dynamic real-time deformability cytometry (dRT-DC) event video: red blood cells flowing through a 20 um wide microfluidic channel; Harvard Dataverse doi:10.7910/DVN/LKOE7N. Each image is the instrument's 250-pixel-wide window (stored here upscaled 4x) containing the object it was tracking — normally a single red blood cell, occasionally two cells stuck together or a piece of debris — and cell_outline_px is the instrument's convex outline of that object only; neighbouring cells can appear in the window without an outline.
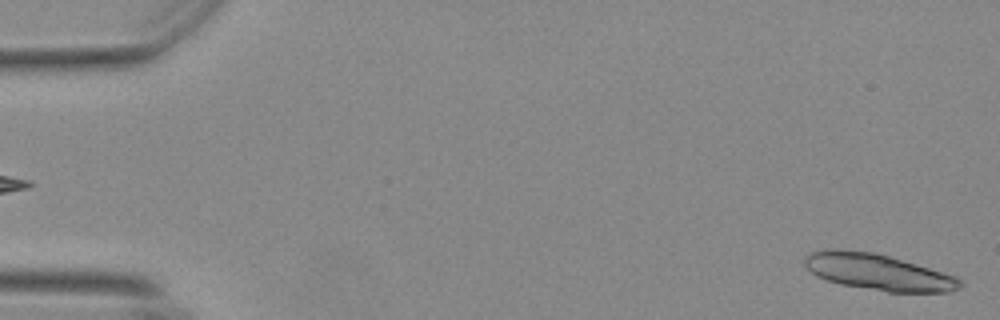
{"species": "Egyptian fruit bat (a non-hibernating species)", "species_latin": "Rousettus aegyptiacus", "temperature_condition": "warm", "stored_images_in_passage": 12, "camera_frame_rate_fps": 3000, "um_per_image_px": 0.085, "animal": {"sex": "female"}, "frame": {"image": 1, "passage_image": 1, "time_ms": 0.0, "image_size_px": [1000, 320], "cell_outline_px": [[964, 284], [960, 288], [948, 292], [888, 292], [840, 284], [816, 276], [804, 264], [804, 256], [812, 252], [828, 248], [836, 248], [876, 252], [956, 276]], "centroid_in_image_um": [74.62, 23.11], "position_along_channel_um": 10.4, "area_um2": 32.89}}